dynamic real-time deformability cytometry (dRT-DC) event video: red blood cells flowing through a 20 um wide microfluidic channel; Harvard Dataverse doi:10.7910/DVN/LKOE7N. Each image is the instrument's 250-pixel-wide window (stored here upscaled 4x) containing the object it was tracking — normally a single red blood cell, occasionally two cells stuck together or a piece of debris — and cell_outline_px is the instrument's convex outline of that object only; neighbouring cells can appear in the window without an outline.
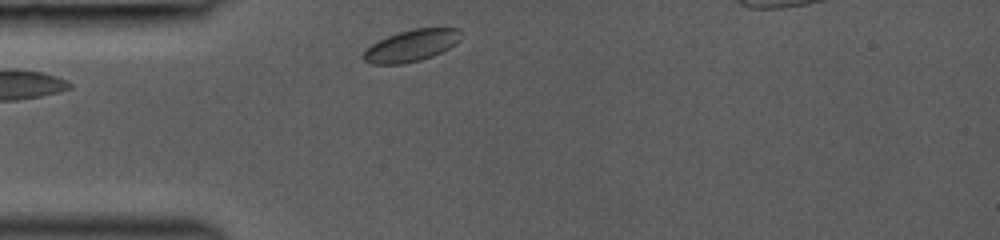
{"species": "common noctule bat (a hibernating species)", "species_latin": "Nyctalus noctula", "temperature_condition": "room temperature", "stored_images_in_passage": 15, "camera_frame_rate_fps": 3000, "um_per_image_px": 0.085, "animal": {"sex": "female", "body_mass_g": 19.0, "forearm_length_mm": 53.3}, "frame": {"image": 1, "passage_image": 1, "time_ms": 0.0, "image_size_px": [1000, 240], "cell_outline_px": [[464, 36], [456, 44], [432, 56], [420, 60], [404, 64], [372, 64], [364, 60], [360, 56], [364, 48], [388, 36], [412, 28], [460, 28], [464, 32]], "centroid_in_image_um": [34.98, 3.87], "position_along_channel_um": 50.0, "area_um2": 18.32}}
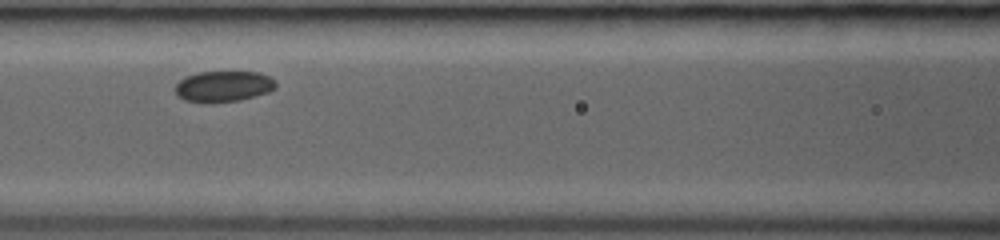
{"frame": {"image": 2, "passage_image": 7, "time_ms": 2.667, "image_size_px": [1000, 240], "cell_outline_px": [[276, 88], [268, 92], [256, 96], [240, 100], [208, 104], [204, 104], [184, 100], [176, 96], [176, 84], [184, 76], [196, 72], [256, 72], [268, 76], [276, 80]], "centroid_in_image_um": [18.96, 7.36], "position_along_channel_um": 147.6, "area_um2": 18.5}}
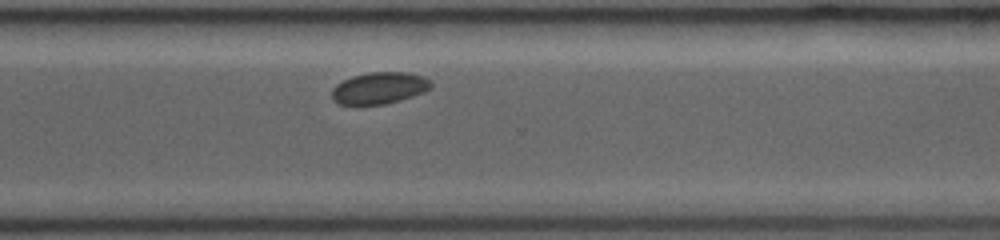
{"frame": {"image": 3, "passage_image": 15, "time_ms": 7.333, "image_size_px": [1000, 240], "cell_outline_px": [[432, 88], [424, 92], [412, 96], [384, 104], [340, 104], [332, 100], [332, 88], [336, 84], [352, 76], [368, 72], [408, 72], [424, 76], [432, 84]], "centroid_in_image_um": [32.24, 7.47], "position_along_channel_um": 338.4, "area_um2": 18.26}}